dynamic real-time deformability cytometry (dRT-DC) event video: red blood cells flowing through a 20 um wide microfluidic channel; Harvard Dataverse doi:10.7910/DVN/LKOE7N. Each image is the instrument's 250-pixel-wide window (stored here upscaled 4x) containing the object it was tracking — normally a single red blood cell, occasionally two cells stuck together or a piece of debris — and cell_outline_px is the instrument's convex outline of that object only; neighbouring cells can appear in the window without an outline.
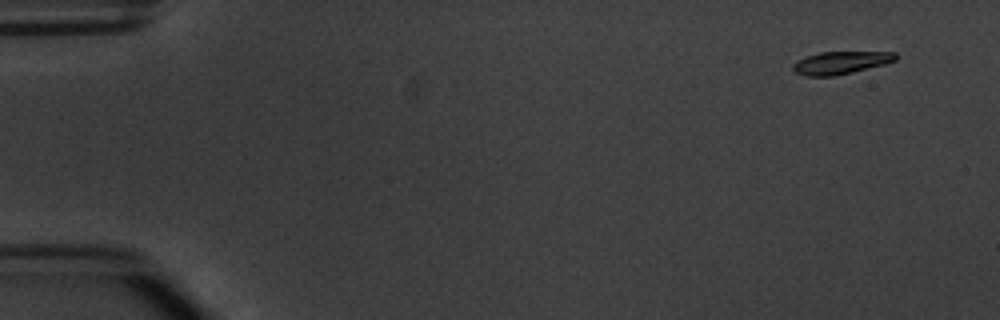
{"species": "common noctule bat (a hibernating species)", "species_latin": "Nyctalus noctula", "temperature_condition": "warm", "stored_images_in_passage": 6, "camera_frame_rate_fps": 3000, "um_per_image_px": 0.085, "animal": {"sex": "male", "body_mass_g": 20.1, "forearm_length_mm": 53.5}, "frame": {"image": 1, "passage_image": 1, "time_ms": 0.0, "image_size_px": [1000, 320], "cell_outline_px": [[896, 60], [884, 64], [836, 76], [804, 76], [796, 72], [792, 68], [792, 64], [796, 60], [820, 52], [896, 52]], "centroid_in_image_um": [71.42, 5.33], "position_along_channel_um": 13.6, "area_um2": 13.47}}
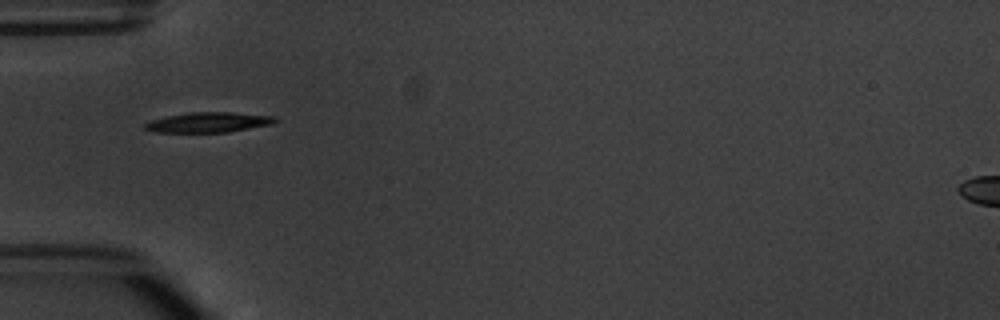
{"frame": {"image": 2, "passage_image": 5, "time_ms": 4.667, "image_size_px": [1000, 320], "cell_outline_px": [[276, 120], [272, 124], [228, 132], [156, 132], [144, 128], [144, 124], [152, 120], [168, 116], [188, 112], [232, 112], [276, 116]], "centroid_in_image_um": [17.74, 10.39], "position_along_channel_um": 67.3, "area_um2": 15.14}}